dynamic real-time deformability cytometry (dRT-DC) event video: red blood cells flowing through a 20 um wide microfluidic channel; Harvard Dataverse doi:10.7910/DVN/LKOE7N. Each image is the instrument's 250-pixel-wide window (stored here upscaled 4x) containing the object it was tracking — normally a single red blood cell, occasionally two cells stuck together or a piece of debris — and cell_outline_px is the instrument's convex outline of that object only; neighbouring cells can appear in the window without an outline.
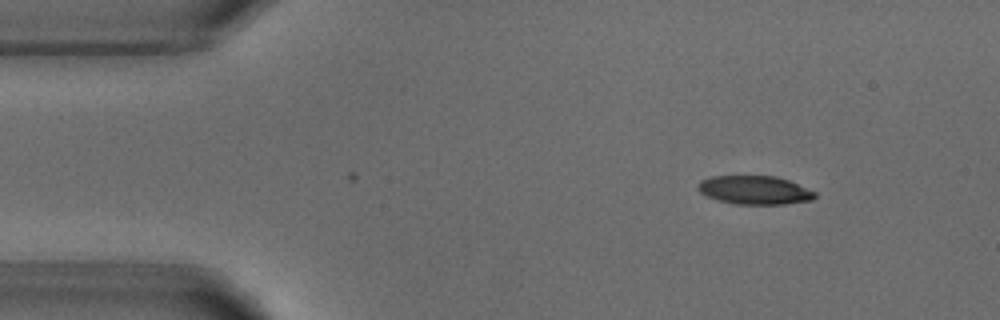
{"species": "common noctule bat (a hibernating species)", "species_latin": "Nyctalus noctula", "temperature_condition": "warm", "stored_images_in_passage": 4, "camera_frame_rate_fps": 3000, "um_per_image_px": 0.085, "animal": {"sex": "male", "body_mass_g": 18.8}, "frame": {"image": 1, "passage_image": 4, "time_ms": 3.667, "image_size_px": [1000, 320], "cell_outline_px": [[816, 196], [812, 200], [784, 204], [736, 204], [716, 200], [700, 192], [696, 188], [700, 180], [712, 176], [776, 176], [788, 180], [816, 192]], "centroid_in_image_um": [64.12, 16.16], "position_along_channel_um": 20.9, "area_um2": 19.48}}